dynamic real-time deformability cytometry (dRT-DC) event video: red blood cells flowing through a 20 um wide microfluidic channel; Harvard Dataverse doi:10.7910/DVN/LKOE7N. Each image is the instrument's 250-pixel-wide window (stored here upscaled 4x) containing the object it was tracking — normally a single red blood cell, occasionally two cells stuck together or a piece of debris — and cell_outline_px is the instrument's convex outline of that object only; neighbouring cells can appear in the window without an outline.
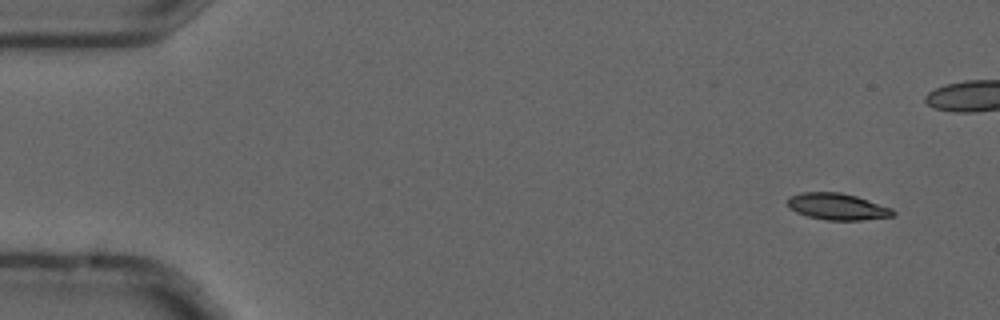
{"species": "common noctule bat (a hibernating species)", "species_latin": "Nyctalus noctula", "temperature_condition": "cold", "stored_images_in_passage": 6, "camera_frame_rate_fps": 3000, "um_per_image_px": 0.085, "animal": {"sex": "male", "forearm_length_mm": 52.5}, "frame": {"image": 1, "passage_image": 1, "time_ms": 0.0, "image_size_px": [1000, 320], "cell_outline_px": [[896, 212], [892, 216], [860, 220], [828, 220], [808, 216], [796, 212], [788, 208], [788, 196], [800, 192], [840, 192], [856, 196], [892, 208]], "centroid_in_image_um": [71.14, 17.55], "position_along_channel_um": 13.9, "area_um2": 16.3}}